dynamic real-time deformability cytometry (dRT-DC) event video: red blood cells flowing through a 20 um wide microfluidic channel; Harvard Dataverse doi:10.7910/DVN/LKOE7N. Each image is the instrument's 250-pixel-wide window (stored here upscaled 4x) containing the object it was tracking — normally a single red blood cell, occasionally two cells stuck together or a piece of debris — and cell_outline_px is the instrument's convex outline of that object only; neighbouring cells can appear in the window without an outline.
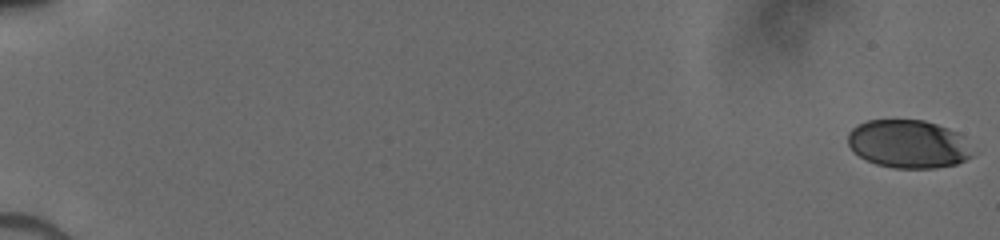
{"species": "human", "species_latin": "Homo sapiens", "temperature_condition": "cold", "stored_images_in_passage": 53, "camera_frame_rate_fps": 3000, "um_per_image_px": 0.085, "donor": {"sex": "male"}, "frame": {"image": 1, "passage_image": 1, "time_ms": 0.0, "image_size_px": [1000, 240], "cell_outline_px": [[972, 156], [956, 164], [936, 168], [896, 168], [876, 164], [852, 152], [848, 144], [848, 132], [856, 124], [868, 120], [924, 120], [948, 128], [964, 136]], "centroid_in_image_um": [77.17, 12.23], "position_along_channel_um": 7.8, "area_um2": 34.97}}
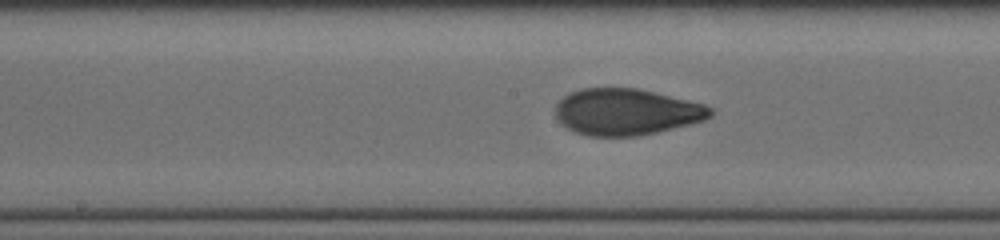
{"frame": {"image": 2, "passage_image": 30, "time_ms": 9.667, "image_size_px": [1000, 240], "cell_outline_px": [[712, 116], [704, 120], [640, 136], [588, 136], [576, 132], [568, 128], [556, 116], [556, 104], [564, 96], [580, 88], [636, 88], [688, 100], [704, 104], [712, 108]], "centroid_in_image_um": [53.24, 9.51], "position_along_channel_um": 195.0, "area_um2": 41.56}}
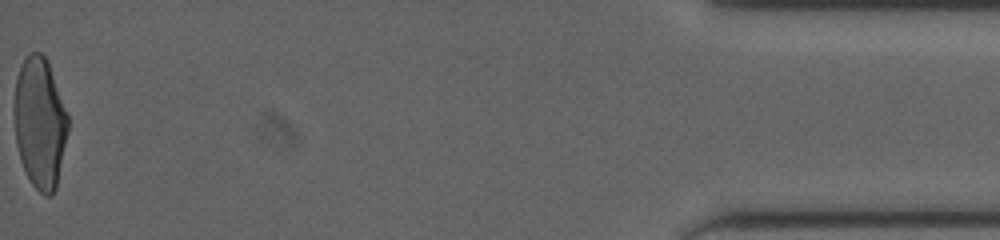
{"frame": {"image": 3, "passage_image": 53, "time_ms": 17.333, "image_size_px": [1000, 240], "cell_outline_px": [[68, 132], [56, 188], [52, 196], [44, 196], [32, 184], [20, 160], [16, 144], [12, 112], [12, 108], [16, 76], [20, 64], [32, 52], [40, 52], [48, 60], [68, 116]], "centroid_in_image_um": [3.36, 10.43], "position_along_channel_um": 431.8, "area_um2": 41.56}}